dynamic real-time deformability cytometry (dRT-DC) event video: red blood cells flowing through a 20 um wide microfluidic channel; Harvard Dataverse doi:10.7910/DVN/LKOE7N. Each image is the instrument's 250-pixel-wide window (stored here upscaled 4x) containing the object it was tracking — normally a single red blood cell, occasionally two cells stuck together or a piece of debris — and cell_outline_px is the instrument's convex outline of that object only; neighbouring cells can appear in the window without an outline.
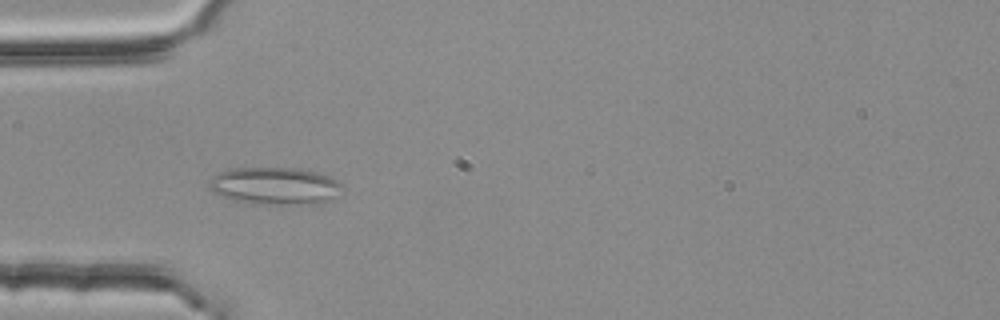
{"species": "common noctule bat (a hibernating species)", "species_latin": "Nyctalus noctula", "temperature_condition": "room temperature", "stored_images_in_passage": 38, "segment_of_instrument_passage": [1, 2], "camera_frame_rate_fps": 3000, "um_per_image_px": 0.085, "animal": {"sex": "female", "body_mass_g": 25.1}, "frame": {"image": 1, "passage_image": 3, "time_ms": 0.667, "image_size_px": [1000, 320], "cell_outline_px": [[344, 188], [324, 204], [312, 208], [256, 204], [232, 200], [212, 192], [208, 188], [208, 180], [212, 176], [220, 172], [232, 168], [296, 168], [316, 172], [328, 176], [344, 184]], "centroid_in_image_um": [23.42, 15.86], "position_along_channel_um": 61.6, "area_um2": 30.29}}